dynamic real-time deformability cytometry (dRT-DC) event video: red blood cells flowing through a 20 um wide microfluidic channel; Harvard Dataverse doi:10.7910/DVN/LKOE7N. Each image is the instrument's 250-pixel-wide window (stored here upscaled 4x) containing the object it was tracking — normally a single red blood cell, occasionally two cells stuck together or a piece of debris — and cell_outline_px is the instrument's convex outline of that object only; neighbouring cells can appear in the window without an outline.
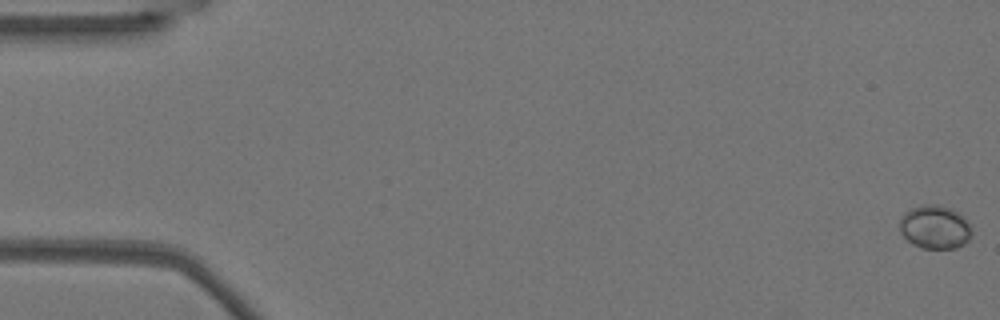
{"species": "Egyptian fruit bat (a non-hibernating species)", "species_latin": "Rousettus aegyptiacus", "temperature_condition": "warm", "stored_images_in_passage": 53, "camera_frame_rate_fps": 3000, "um_per_image_px": 0.085, "animal": {"sex": "female"}, "frame": {"image": 1, "passage_image": 1, "time_ms": 0.0, "image_size_px": [1000, 320], "cell_outline_px": [[972, 236], [964, 244], [956, 248], [920, 248], [912, 244], [900, 232], [900, 220], [904, 212], [912, 208], [924, 204], [936, 204], [948, 208], [964, 216], [972, 232]], "centroid_in_image_um": [79.46, 19.31], "position_along_channel_um": 5.5, "area_um2": 18.21}}
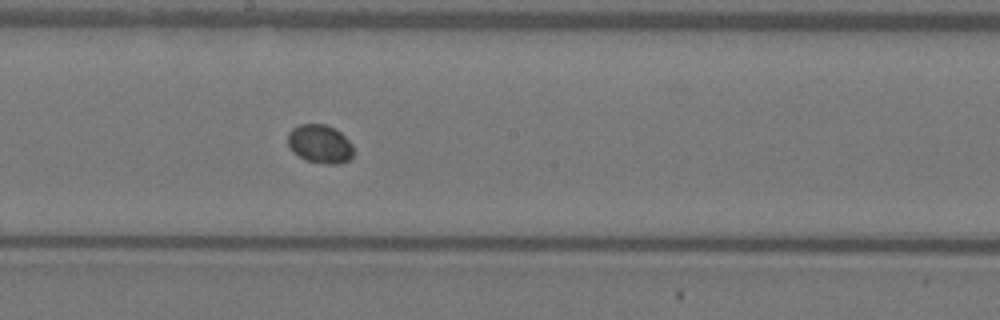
{"frame": {"image": 2, "passage_image": 30, "time_ms": 9.667, "image_size_px": [1000, 320], "cell_outline_px": [[352, 156], [348, 160], [340, 164], [328, 164], [304, 160], [292, 152], [288, 148], [288, 132], [292, 128], [300, 124], [324, 124], [340, 132], [352, 144]], "centroid_in_image_um": [27.15, 12.24], "position_along_channel_um": 221.0, "area_um2": 14.8}}
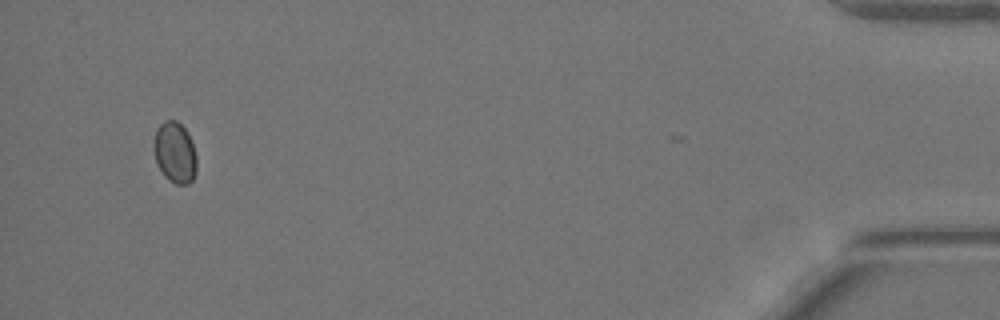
{"frame": {"image": 3, "passage_image": 52, "time_ms": 17.0, "image_size_px": [1000, 320], "cell_outline_px": [[196, 172], [192, 180], [188, 184], [176, 184], [168, 180], [164, 176], [156, 164], [152, 148], [156, 132], [160, 124], [164, 120], [176, 120], [184, 128], [192, 140], [196, 156]], "centroid_in_image_um": [14.85, 12.98], "position_along_channel_um": 420.4, "area_um2": 15.43}}